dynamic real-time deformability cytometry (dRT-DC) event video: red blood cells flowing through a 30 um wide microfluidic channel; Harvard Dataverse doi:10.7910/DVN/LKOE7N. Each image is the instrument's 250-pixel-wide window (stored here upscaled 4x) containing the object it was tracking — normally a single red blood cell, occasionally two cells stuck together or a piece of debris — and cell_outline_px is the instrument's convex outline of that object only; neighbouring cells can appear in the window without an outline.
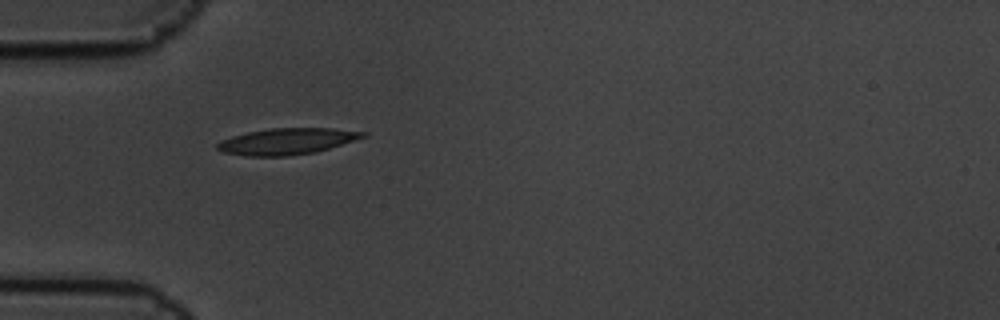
{"species": "common noctule bat (a hibernating species)", "species_latin": "Nyctalus noctula", "temperature_condition": "cold", "stored_images_in_passage": 1, "camera_frame_rate_fps": 3000, "um_per_image_px": 0.085, "animal": {"sex": "male", "body_mass_g": 19.5, "forearm_length_mm": 54.6}, "frame": {"image": 1, "passage_image": 1, "time_ms": 0.0, "image_size_px": [1000, 320], "cell_outline_px": [[368, 136], [316, 152], [288, 156], [248, 156], [224, 152], [216, 148], [216, 144], [220, 140], [232, 136], [248, 132], [272, 128], [332, 128], [368, 132]], "centroid_in_image_um": [24.41, 12.01], "position_along_channel_um": 60.6, "area_um2": 22.31}}